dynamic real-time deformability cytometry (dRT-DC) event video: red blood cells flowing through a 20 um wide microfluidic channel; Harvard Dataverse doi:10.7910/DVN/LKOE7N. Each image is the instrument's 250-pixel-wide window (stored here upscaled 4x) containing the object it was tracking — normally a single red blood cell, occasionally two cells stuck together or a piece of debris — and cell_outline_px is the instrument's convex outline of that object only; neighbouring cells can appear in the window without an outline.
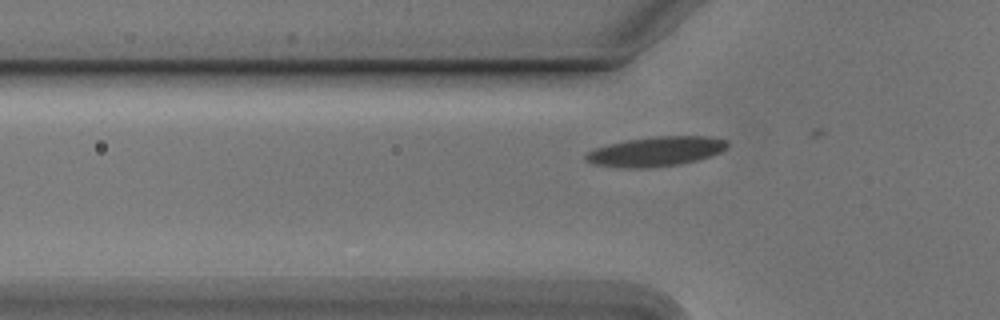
{"species": "Egyptian fruit bat (a non-hibernating species)", "species_latin": "Rousettus aegyptiacus", "temperature_condition": "cold", "stored_images_in_passage": 4, "camera_frame_rate_fps": 3000, "um_per_image_px": 0.085, "animal": {"sex": "male"}, "frame": {"image": 1, "passage_image": 2, "time_ms": 0.333, "image_size_px": [1000, 320], "cell_outline_px": [[728, 144], [720, 152], [712, 156], [680, 164], [648, 168], [616, 168], [592, 164], [584, 160], [584, 156], [588, 152], [596, 148], [608, 144], [628, 140], [656, 136], [712, 136], [728, 140]], "centroid_in_image_um": [55.73, 12.88], "position_along_channel_um": 70.1, "area_um2": 24.62}}